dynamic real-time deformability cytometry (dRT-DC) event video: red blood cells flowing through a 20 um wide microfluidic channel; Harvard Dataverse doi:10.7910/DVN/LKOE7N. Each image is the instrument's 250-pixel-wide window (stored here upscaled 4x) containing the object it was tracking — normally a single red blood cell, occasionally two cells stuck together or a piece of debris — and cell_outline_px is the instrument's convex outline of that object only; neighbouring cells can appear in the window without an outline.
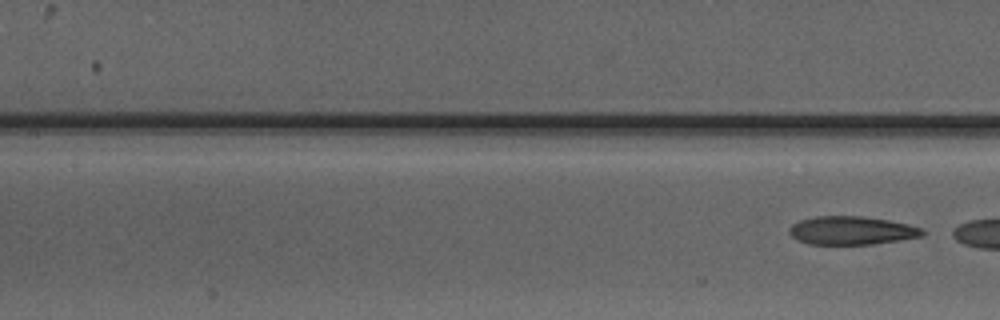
{"species": "Egyptian fruit bat (a non-hibernating species)", "species_latin": "Rousettus aegyptiacus", "temperature_condition": "warm", "stored_images_in_passage": 5, "camera_frame_rate_fps": 3000, "um_per_image_px": 0.085, "animal": {"sex": "male"}, "frame": {"image": 1, "passage_image": 5, "time_ms": 6.0, "image_size_px": [1000, 320], "cell_outline_px": [[928, 232], [924, 236], [900, 240], [872, 244], [808, 244], [796, 240], [788, 232], [788, 228], [792, 224], [800, 220], [816, 216], [860, 216], [888, 220], [908, 224], [924, 228]], "centroid_in_image_um": [72.41, 19.59], "position_along_channel_um": 135.0, "area_um2": 22.25}}